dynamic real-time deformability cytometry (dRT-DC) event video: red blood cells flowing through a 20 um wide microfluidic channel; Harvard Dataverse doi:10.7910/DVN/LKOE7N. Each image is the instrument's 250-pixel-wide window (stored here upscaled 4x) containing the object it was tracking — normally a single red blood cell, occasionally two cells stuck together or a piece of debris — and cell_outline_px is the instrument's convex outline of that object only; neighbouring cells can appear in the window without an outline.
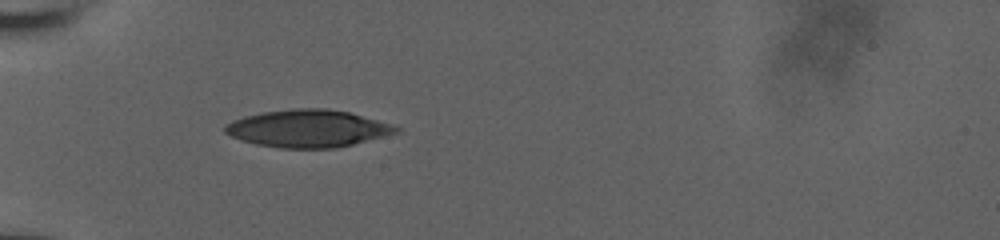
{"species": "human", "species_latin": "Homo sapiens", "temperature_condition": "room temperature", "stored_images_in_passage": 10, "camera_frame_rate_fps": 3000, "um_per_image_px": 0.085, "donor": {"sex": "male"}, "frame": {"image": 1, "passage_image": 1, "time_ms": 0.0, "image_size_px": [1000, 240], "cell_outline_px": [[400, 132], [336, 148], [280, 148], [256, 144], [240, 140], [224, 132], [224, 128], [232, 120], [244, 116], [260, 112], [292, 108], [328, 108], [348, 112], [392, 124], [400, 128]], "centroid_in_image_um": [26.15, 10.91], "position_along_channel_um": 58.9, "area_um2": 37.28}}
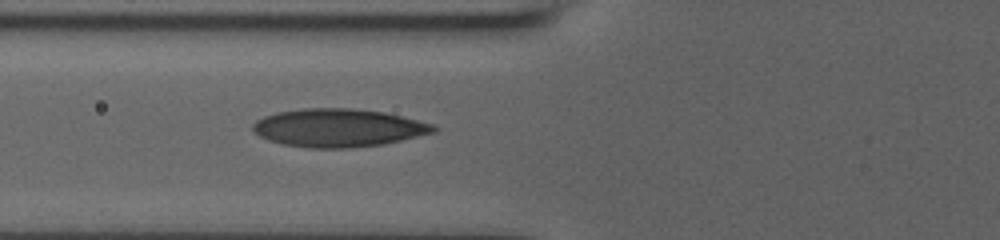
{"frame": {"image": 2, "passage_image": 5, "time_ms": 1.333, "image_size_px": [1000, 240], "cell_outline_px": [[440, 128], [436, 132], [384, 144], [352, 148], [312, 148], [284, 144], [268, 140], [252, 132], [252, 124], [256, 120], [264, 116], [276, 112], [304, 108], [352, 108], [384, 112], [432, 124]], "centroid_in_image_um": [28.74, 10.87], "position_along_channel_um": 97.1, "area_um2": 40.23}}
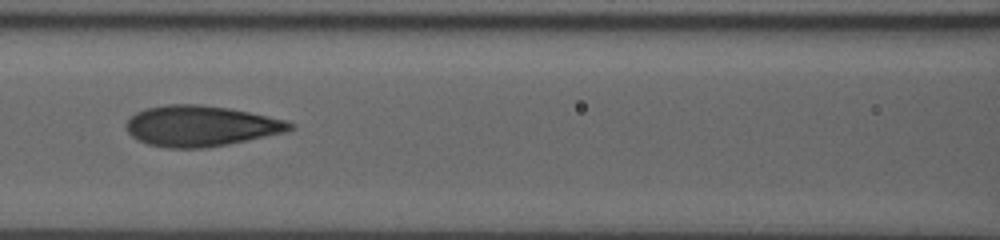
{"frame": {"image": 3, "passage_image": 9, "time_ms": 2.667, "image_size_px": [1000, 240], "cell_outline_px": [[296, 124], [292, 128], [284, 132], [228, 144], [204, 148], [168, 148], [148, 144], [136, 140], [128, 132], [128, 120], [136, 112], [144, 108], [168, 104], [200, 104], [228, 108], [248, 112], [284, 120]], "centroid_in_image_um": [17.03, 10.71], "position_along_channel_um": 149.6, "area_um2": 38.49}}